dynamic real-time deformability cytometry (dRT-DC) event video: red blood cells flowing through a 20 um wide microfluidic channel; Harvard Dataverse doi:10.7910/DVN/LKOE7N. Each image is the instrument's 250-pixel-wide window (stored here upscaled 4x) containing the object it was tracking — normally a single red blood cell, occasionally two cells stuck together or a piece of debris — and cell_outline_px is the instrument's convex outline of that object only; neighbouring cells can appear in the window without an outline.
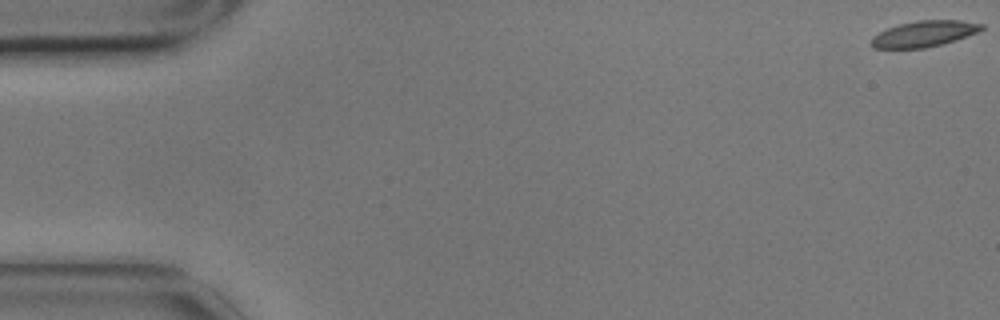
{"species": "common noctule bat (a hibernating species)", "species_latin": "Nyctalus noctula", "temperature_condition": "cold", "stored_images_in_passage": 58, "camera_frame_rate_fps": 3000, "um_per_image_px": 0.085, "animal": {"sex": "male", "body_mass_g": 17.9}, "frame": {"image": 1, "passage_image": 1, "time_ms": 0.0, "image_size_px": [1000, 320], "cell_outline_px": [[984, 28], [976, 32], [956, 40], [924, 48], [872, 48], [868, 44], [872, 36], [888, 28], [900, 24], [916, 20], [960, 20], [984, 24]], "centroid_in_image_um": [78.5, 2.87], "position_along_channel_um": 6.5, "area_um2": 16.65}}
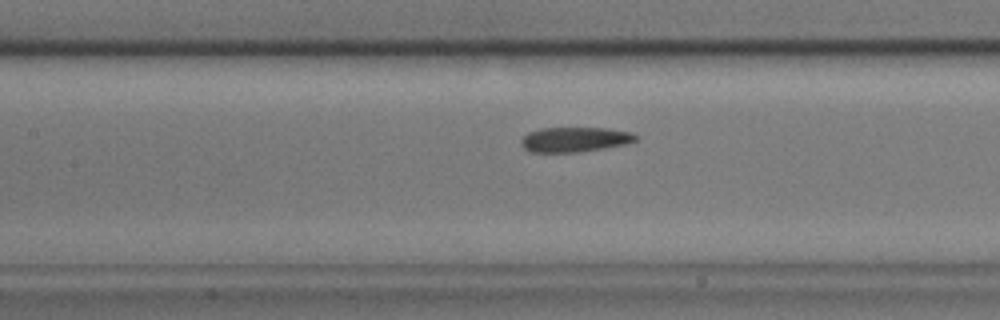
{"frame": {"image": 2, "passage_image": 26, "time_ms": 8.333, "image_size_px": [1000, 320], "cell_outline_px": [[636, 140], [624, 144], [604, 148], [580, 152], [532, 152], [524, 148], [520, 144], [520, 140], [528, 132], [540, 128], [604, 128], [632, 132], [636, 136]], "centroid_in_image_um": [48.81, 11.85], "position_along_channel_um": 158.6, "area_um2": 16.53}}
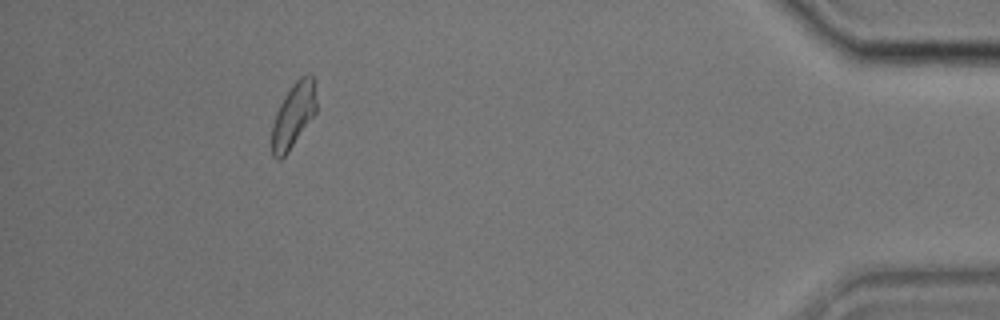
{"frame": {"image": 3, "passage_image": 53, "time_ms": 17.333, "image_size_px": [1000, 320], "cell_outline_px": [[316, 112], [288, 152], [280, 160], [276, 160], [272, 156], [272, 124], [276, 112], [284, 96], [292, 84], [300, 76], [308, 72], [316, 80]], "centroid_in_image_um": [24.95, 9.76], "position_along_channel_um": 410.2, "area_um2": 16.99}, "authors_computed_cell_mechanics": {"area_um2": 17.1666, "velocity_mm_per_s": 3.4533, "shape_relaxation_time_tau1_ms": 5.6795, "shape_relaxation_time_tau2_ms": 4.8212, "deformation_change_tau1": 0.1335, "deformation_change_tau2": 0.1129}}